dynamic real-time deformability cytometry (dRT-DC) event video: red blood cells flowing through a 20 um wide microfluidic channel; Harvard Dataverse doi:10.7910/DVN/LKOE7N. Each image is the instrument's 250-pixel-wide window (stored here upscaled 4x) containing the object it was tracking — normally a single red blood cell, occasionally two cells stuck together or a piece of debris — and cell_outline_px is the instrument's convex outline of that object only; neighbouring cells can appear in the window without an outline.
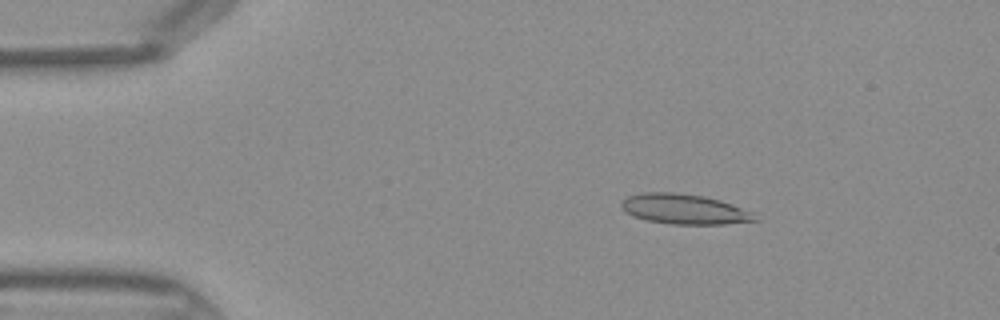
{"species": "Egyptian fruit bat (a non-hibernating species)", "species_latin": "Rousettus aegyptiacus", "temperature_condition": "warm", "stored_images_in_passage": 44, "camera_frame_rate_fps": 3000, "um_per_image_px": 0.085, "frame": {"image": 1, "passage_image": 7, "time_ms": 2.0, "image_size_px": [1000, 320], "cell_outline_px": [[760, 220], [724, 224], [672, 224], [648, 220], [632, 216], [624, 212], [620, 204], [628, 196], [640, 192], [672, 192], [704, 196], [720, 200], [732, 204], [752, 212]], "centroid_in_image_um": [58.15, 17.77], "position_along_channel_um": 26.8, "area_um2": 23.41}}
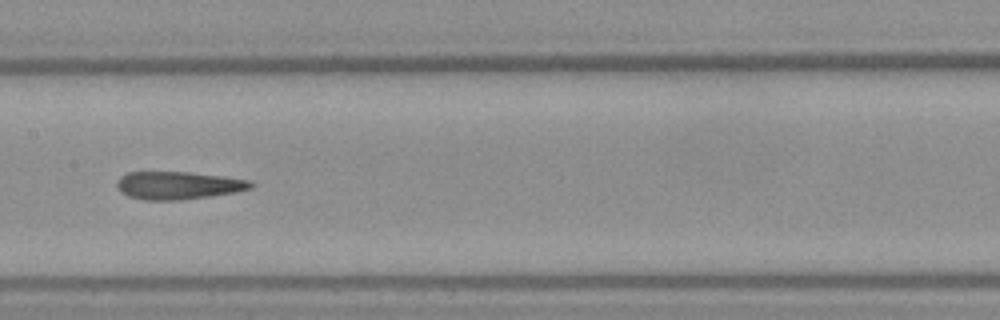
{"frame": {"image": 2, "passage_image": 22, "time_ms": 7.0, "image_size_px": [1000, 320], "cell_outline_px": [[256, 184], [252, 188], [236, 192], [180, 200], [144, 200], [128, 196], [120, 192], [116, 188], [116, 184], [120, 176], [128, 172], [188, 172], [224, 176], [252, 180]], "centroid_in_image_um": [15.16, 15.75], "position_along_channel_um": 192.2, "area_um2": 21.91}}
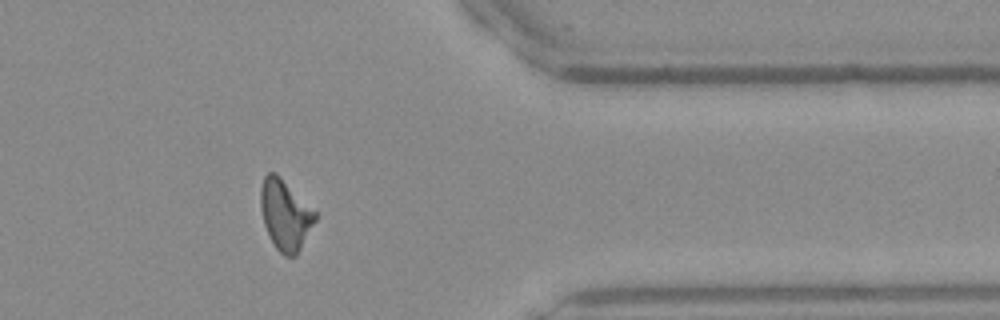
{"frame": {"image": 3, "passage_image": 36, "time_ms": 11.667, "image_size_px": [1000, 320], "cell_outline_px": [[316, 220], [296, 256], [284, 256], [276, 248], [264, 224], [260, 208], [260, 188], [264, 176], [268, 172], [276, 172], [316, 212]], "centroid_in_image_um": [24.23, 18.24], "position_along_channel_um": 387.2, "area_um2": 22.14}}